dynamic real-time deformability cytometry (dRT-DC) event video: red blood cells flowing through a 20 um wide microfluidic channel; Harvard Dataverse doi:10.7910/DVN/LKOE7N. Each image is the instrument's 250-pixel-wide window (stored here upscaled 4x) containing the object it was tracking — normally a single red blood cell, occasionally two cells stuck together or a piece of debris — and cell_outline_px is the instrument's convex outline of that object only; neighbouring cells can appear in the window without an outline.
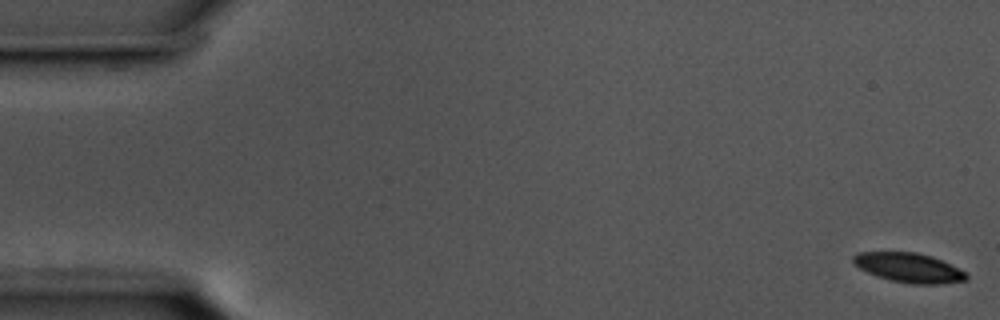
{"species": "common noctule bat (a hibernating species)", "species_latin": "Nyctalus noctula", "temperature_condition": "cold", "stored_images_in_passage": 57, "camera_frame_rate_fps": 3000, "um_per_image_px": 0.085, "animal": {"sex": "male", "body_mass_g": 17.5, "forearm_length_mm": 52.3}, "frame": {"image": 1, "passage_image": 1, "time_ms": 0.0, "image_size_px": [1000, 320], "cell_outline_px": [[968, 280], [940, 284], [912, 284], [892, 280], [876, 276], [852, 264], [852, 256], [856, 252], [916, 252], [932, 256], [964, 272], [968, 276]], "centroid_in_image_um": [77.2, 22.75], "position_along_channel_um": 7.8, "area_um2": 19.31}}
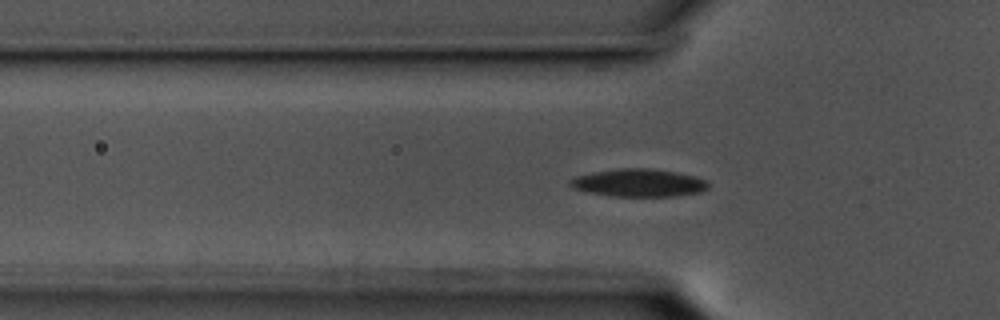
{"frame": {"image": 2, "passage_image": 18, "time_ms": 5.667, "image_size_px": [1000, 320], "cell_outline_px": [[708, 188], [700, 192], [676, 196], [612, 196], [588, 192], [572, 188], [568, 184], [568, 180], [576, 176], [592, 172], [620, 168], [652, 168], [676, 172], [696, 176], [704, 180], [708, 184]], "centroid_in_image_um": [54.26, 15.53], "position_along_channel_um": 71.5, "area_um2": 22.43}}
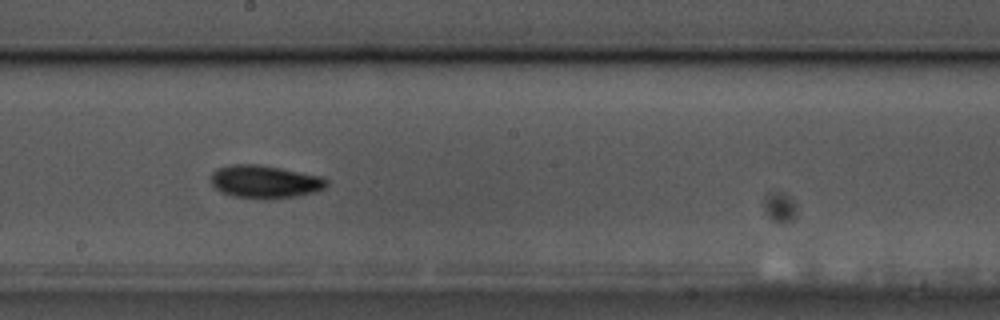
{"frame": {"image": 3, "passage_image": 31, "time_ms": 10.0, "image_size_px": [1000, 320], "cell_outline_px": [[328, 184], [324, 188], [316, 192], [296, 196], [272, 200], [264, 200], [232, 196], [220, 192], [212, 184], [212, 172], [220, 168], [232, 164], [256, 164], [280, 168], [320, 176], [328, 180]], "centroid_in_image_um": [22.53, 15.47], "position_along_channel_um": 225.7, "area_um2": 22.31}, "authors_computed_cell_mechanics": {"area_um2": 19.941, "velocity_mm_per_s": 3.5646, "shape_relaxation_time_tau1_ms": 4.1786, "shape_relaxation_time_tau2_ms": 4.7097, "deformation_change_tau1": 0.1133, "deformation_change_tau2": 0.1063}}